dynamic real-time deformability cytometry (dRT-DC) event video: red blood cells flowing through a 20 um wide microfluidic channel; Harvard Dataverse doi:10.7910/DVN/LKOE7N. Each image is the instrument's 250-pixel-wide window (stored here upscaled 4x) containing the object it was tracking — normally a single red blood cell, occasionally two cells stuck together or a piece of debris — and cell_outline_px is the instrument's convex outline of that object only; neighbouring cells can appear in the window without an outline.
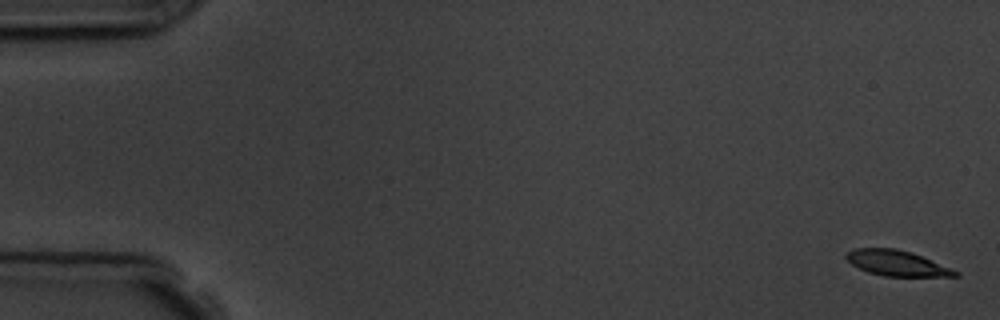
{"species": "common noctule bat (a hibernating species)", "species_latin": "Nyctalus noctula", "temperature_condition": "room temperature", "stored_images_in_passage": 5, "camera_frame_rate_fps": 3000, "um_per_image_px": 0.085, "animal": {"sex": "male", "body_mass_g": 19.5, "forearm_length_mm": 54.6}, "frame": {"image": 1, "passage_image": 1, "time_ms": 0.0, "image_size_px": [1000, 320], "cell_outline_px": [[960, 276], [884, 276], [868, 272], [852, 264], [844, 256], [852, 248], [896, 248], [912, 252], [952, 268], [960, 272]], "centroid_in_image_um": [76.25, 22.36], "position_along_channel_um": 8.7, "area_um2": 16.18}}
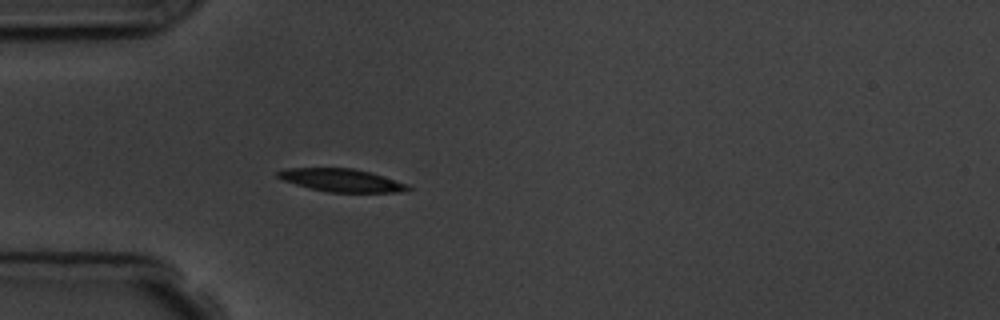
{"frame": {"image": 2, "passage_image": 5, "time_ms": 5.0, "image_size_px": [1000, 320], "cell_outline_px": [[412, 188], [400, 192], [328, 192], [296, 184], [284, 180], [276, 176], [276, 172], [284, 168], [352, 168], [368, 172], [408, 184]], "centroid_in_image_um": [29.0, 15.32], "position_along_channel_um": 56.0, "area_um2": 17.05}}